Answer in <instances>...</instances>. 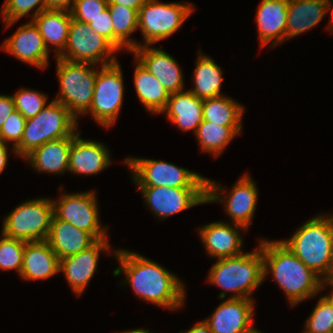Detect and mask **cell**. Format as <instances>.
Instances as JSON below:
<instances>
[{"label":"cell","mask_w":333,"mask_h":333,"mask_svg":"<svg viewBox=\"0 0 333 333\" xmlns=\"http://www.w3.org/2000/svg\"><path fill=\"white\" fill-rule=\"evenodd\" d=\"M26 124V119L15 110L10 116L7 118L4 125L0 128V140L6 143V141H14L15 149L21 142L24 128Z\"/></svg>","instance_id":"obj_38"},{"label":"cell","mask_w":333,"mask_h":333,"mask_svg":"<svg viewBox=\"0 0 333 333\" xmlns=\"http://www.w3.org/2000/svg\"><path fill=\"white\" fill-rule=\"evenodd\" d=\"M134 84L139 100L149 112H163L170 94L140 62L135 69Z\"/></svg>","instance_id":"obj_28"},{"label":"cell","mask_w":333,"mask_h":333,"mask_svg":"<svg viewBox=\"0 0 333 333\" xmlns=\"http://www.w3.org/2000/svg\"><path fill=\"white\" fill-rule=\"evenodd\" d=\"M74 1L75 0H46V9L70 11Z\"/></svg>","instance_id":"obj_41"},{"label":"cell","mask_w":333,"mask_h":333,"mask_svg":"<svg viewBox=\"0 0 333 333\" xmlns=\"http://www.w3.org/2000/svg\"><path fill=\"white\" fill-rule=\"evenodd\" d=\"M75 132L61 139L48 141L34 149L25 158L39 172L63 173L69 170V153Z\"/></svg>","instance_id":"obj_26"},{"label":"cell","mask_w":333,"mask_h":333,"mask_svg":"<svg viewBox=\"0 0 333 333\" xmlns=\"http://www.w3.org/2000/svg\"><path fill=\"white\" fill-rule=\"evenodd\" d=\"M123 333H150V332H149V330L136 329V330L126 331V332H123Z\"/></svg>","instance_id":"obj_45"},{"label":"cell","mask_w":333,"mask_h":333,"mask_svg":"<svg viewBox=\"0 0 333 333\" xmlns=\"http://www.w3.org/2000/svg\"><path fill=\"white\" fill-rule=\"evenodd\" d=\"M244 333H261V331L259 332L257 329L253 328L252 326L249 330L245 331Z\"/></svg>","instance_id":"obj_48"},{"label":"cell","mask_w":333,"mask_h":333,"mask_svg":"<svg viewBox=\"0 0 333 333\" xmlns=\"http://www.w3.org/2000/svg\"><path fill=\"white\" fill-rule=\"evenodd\" d=\"M15 110L13 96L0 95V128Z\"/></svg>","instance_id":"obj_40"},{"label":"cell","mask_w":333,"mask_h":333,"mask_svg":"<svg viewBox=\"0 0 333 333\" xmlns=\"http://www.w3.org/2000/svg\"><path fill=\"white\" fill-rule=\"evenodd\" d=\"M38 3L40 5L34 12L32 19L43 10H46V0H6L1 10L6 27L14 24Z\"/></svg>","instance_id":"obj_36"},{"label":"cell","mask_w":333,"mask_h":333,"mask_svg":"<svg viewBox=\"0 0 333 333\" xmlns=\"http://www.w3.org/2000/svg\"><path fill=\"white\" fill-rule=\"evenodd\" d=\"M332 14H333V13H332ZM332 20H333V19H332ZM332 20H331L332 23H331V25H330V26H331V29H333V21H332Z\"/></svg>","instance_id":"obj_49"},{"label":"cell","mask_w":333,"mask_h":333,"mask_svg":"<svg viewBox=\"0 0 333 333\" xmlns=\"http://www.w3.org/2000/svg\"><path fill=\"white\" fill-rule=\"evenodd\" d=\"M91 63L70 62L57 57V75L61 95L55 98L77 118L90 109L97 70L91 69Z\"/></svg>","instance_id":"obj_6"},{"label":"cell","mask_w":333,"mask_h":333,"mask_svg":"<svg viewBox=\"0 0 333 333\" xmlns=\"http://www.w3.org/2000/svg\"><path fill=\"white\" fill-rule=\"evenodd\" d=\"M53 215L51 199L26 201L5 218L2 235L24 242L46 241Z\"/></svg>","instance_id":"obj_7"},{"label":"cell","mask_w":333,"mask_h":333,"mask_svg":"<svg viewBox=\"0 0 333 333\" xmlns=\"http://www.w3.org/2000/svg\"><path fill=\"white\" fill-rule=\"evenodd\" d=\"M108 10L113 21V46L117 50L126 47L128 51L138 47L136 41L128 39L138 28V11L114 3H108Z\"/></svg>","instance_id":"obj_30"},{"label":"cell","mask_w":333,"mask_h":333,"mask_svg":"<svg viewBox=\"0 0 333 333\" xmlns=\"http://www.w3.org/2000/svg\"><path fill=\"white\" fill-rule=\"evenodd\" d=\"M46 241L58 258L62 259L89 248L97 240L90 233L53 215Z\"/></svg>","instance_id":"obj_19"},{"label":"cell","mask_w":333,"mask_h":333,"mask_svg":"<svg viewBox=\"0 0 333 333\" xmlns=\"http://www.w3.org/2000/svg\"><path fill=\"white\" fill-rule=\"evenodd\" d=\"M192 8L191 4L146 0L138 11V28L146 41L144 45L163 40L177 31L192 13Z\"/></svg>","instance_id":"obj_9"},{"label":"cell","mask_w":333,"mask_h":333,"mask_svg":"<svg viewBox=\"0 0 333 333\" xmlns=\"http://www.w3.org/2000/svg\"><path fill=\"white\" fill-rule=\"evenodd\" d=\"M330 0H289L286 39L315 27L330 10Z\"/></svg>","instance_id":"obj_24"},{"label":"cell","mask_w":333,"mask_h":333,"mask_svg":"<svg viewBox=\"0 0 333 333\" xmlns=\"http://www.w3.org/2000/svg\"><path fill=\"white\" fill-rule=\"evenodd\" d=\"M139 45L131 52L169 94L183 91V75L175 59L161 49Z\"/></svg>","instance_id":"obj_15"},{"label":"cell","mask_w":333,"mask_h":333,"mask_svg":"<svg viewBox=\"0 0 333 333\" xmlns=\"http://www.w3.org/2000/svg\"><path fill=\"white\" fill-rule=\"evenodd\" d=\"M123 78L119 63L102 65L97 71L90 109L94 119L109 127L117 119L123 101Z\"/></svg>","instance_id":"obj_10"},{"label":"cell","mask_w":333,"mask_h":333,"mask_svg":"<svg viewBox=\"0 0 333 333\" xmlns=\"http://www.w3.org/2000/svg\"><path fill=\"white\" fill-rule=\"evenodd\" d=\"M76 120L67 107L52 100L39 114L26 119L22 140L14 151L25 158L48 141L68 137L76 132Z\"/></svg>","instance_id":"obj_5"},{"label":"cell","mask_w":333,"mask_h":333,"mask_svg":"<svg viewBox=\"0 0 333 333\" xmlns=\"http://www.w3.org/2000/svg\"><path fill=\"white\" fill-rule=\"evenodd\" d=\"M220 190V186L207 179V203L225 201L226 211L232 220H234L232 224H237L247 229L257 204L258 192L255 183H253L249 176L244 175L233 186L229 194L230 197L222 196L220 198L218 195Z\"/></svg>","instance_id":"obj_14"},{"label":"cell","mask_w":333,"mask_h":333,"mask_svg":"<svg viewBox=\"0 0 333 333\" xmlns=\"http://www.w3.org/2000/svg\"><path fill=\"white\" fill-rule=\"evenodd\" d=\"M120 267L113 275L124 271L136 295L163 308L176 309L184 303L183 283L176 276L156 262L129 252L116 251Z\"/></svg>","instance_id":"obj_1"},{"label":"cell","mask_w":333,"mask_h":333,"mask_svg":"<svg viewBox=\"0 0 333 333\" xmlns=\"http://www.w3.org/2000/svg\"><path fill=\"white\" fill-rule=\"evenodd\" d=\"M243 106L223 95L203 101V120L225 127H241Z\"/></svg>","instance_id":"obj_31"},{"label":"cell","mask_w":333,"mask_h":333,"mask_svg":"<svg viewBox=\"0 0 333 333\" xmlns=\"http://www.w3.org/2000/svg\"><path fill=\"white\" fill-rule=\"evenodd\" d=\"M203 101L189 90L172 93L163 112L181 130L193 129L196 133L203 121Z\"/></svg>","instance_id":"obj_25"},{"label":"cell","mask_w":333,"mask_h":333,"mask_svg":"<svg viewBox=\"0 0 333 333\" xmlns=\"http://www.w3.org/2000/svg\"><path fill=\"white\" fill-rule=\"evenodd\" d=\"M60 259L47 241L25 242L20 276L25 280L47 279L60 272Z\"/></svg>","instance_id":"obj_21"},{"label":"cell","mask_w":333,"mask_h":333,"mask_svg":"<svg viewBox=\"0 0 333 333\" xmlns=\"http://www.w3.org/2000/svg\"><path fill=\"white\" fill-rule=\"evenodd\" d=\"M71 19L70 11L46 9L31 20L39 29L46 48H49V43L58 48L57 57L67 45Z\"/></svg>","instance_id":"obj_27"},{"label":"cell","mask_w":333,"mask_h":333,"mask_svg":"<svg viewBox=\"0 0 333 333\" xmlns=\"http://www.w3.org/2000/svg\"><path fill=\"white\" fill-rule=\"evenodd\" d=\"M260 242L264 278L268 271L272 272L292 305L313 297L326 284L281 241Z\"/></svg>","instance_id":"obj_2"},{"label":"cell","mask_w":333,"mask_h":333,"mask_svg":"<svg viewBox=\"0 0 333 333\" xmlns=\"http://www.w3.org/2000/svg\"><path fill=\"white\" fill-rule=\"evenodd\" d=\"M241 127H225L203 120L198 126L196 136L205 152L218 156L235 135L241 133Z\"/></svg>","instance_id":"obj_32"},{"label":"cell","mask_w":333,"mask_h":333,"mask_svg":"<svg viewBox=\"0 0 333 333\" xmlns=\"http://www.w3.org/2000/svg\"><path fill=\"white\" fill-rule=\"evenodd\" d=\"M281 242L323 281L329 277L333 268V216L312 218Z\"/></svg>","instance_id":"obj_3"},{"label":"cell","mask_w":333,"mask_h":333,"mask_svg":"<svg viewBox=\"0 0 333 333\" xmlns=\"http://www.w3.org/2000/svg\"><path fill=\"white\" fill-rule=\"evenodd\" d=\"M234 225L235 228L227 223L214 222L200 229V237L209 255L222 259L243 253L240 250L242 239L239 237L237 229L240 227L246 228L237 224Z\"/></svg>","instance_id":"obj_23"},{"label":"cell","mask_w":333,"mask_h":333,"mask_svg":"<svg viewBox=\"0 0 333 333\" xmlns=\"http://www.w3.org/2000/svg\"><path fill=\"white\" fill-rule=\"evenodd\" d=\"M66 50L58 58L70 61L108 65L116 62L115 57L108 59L117 49L103 36L94 32L89 24L71 19ZM66 53H65V52ZM108 59V60H106ZM100 60V61H99ZM108 61V62H107Z\"/></svg>","instance_id":"obj_11"},{"label":"cell","mask_w":333,"mask_h":333,"mask_svg":"<svg viewBox=\"0 0 333 333\" xmlns=\"http://www.w3.org/2000/svg\"><path fill=\"white\" fill-rule=\"evenodd\" d=\"M329 303L330 305L332 306L333 308V291L331 292V295H327V296H323Z\"/></svg>","instance_id":"obj_47"},{"label":"cell","mask_w":333,"mask_h":333,"mask_svg":"<svg viewBox=\"0 0 333 333\" xmlns=\"http://www.w3.org/2000/svg\"><path fill=\"white\" fill-rule=\"evenodd\" d=\"M0 239V269L17 270L21 273L25 242L18 239L8 238L2 235Z\"/></svg>","instance_id":"obj_33"},{"label":"cell","mask_w":333,"mask_h":333,"mask_svg":"<svg viewBox=\"0 0 333 333\" xmlns=\"http://www.w3.org/2000/svg\"><path fill=\"white\" fill-rule=\"evenodd\" d=\"M253 299L228 298L205 319L212 333H244L252 326Z\"/></svg>","instance_id":"obj_16"},{"label":"cell","mask_w":333,"mask_h":333,"mask_svg":"<svg viewBox=\"0 0 333 333\" xmlns=\"http://www.w3.org/2000/svg\"><path fill=\"white\" fill-rule=\"evenodd\" d=\"M7 146L5 144V142H3L2 140H0V173L4 170V168L6 167V163H7Z\"/></svg>","instance_id":"obj_44"},{"label":"cell","mask_w":333,"mask_h":333,"mask_svg":"<svg viewBox=\"0 0 333 333\" xmlns=\"http://www.w3.org/2000/svg\"><path fill=\"white\" fill-rule=\"evenodd\" d=\"M105 239L97 240L89 248L82 250L76 255L60 259L59 271L64 272L68 283L77 295L83 292L85 286L88 285L93 277L97 267L99 252L103 249H109L110 244Z\"/></svg>","instance_id":"obj_17"},{"label":"cell","mask_w":333,"mask_h":333,"mask_svg":"<svg viewBox=\"0 0 333 333\" xmlns=\"http://www.w3.org/2000/svg\"><path fill=\"white\" fill-rule=\"evenodd\" d=\"M58 204V205H57ZM54 215L76 228L90 233L96 240L106 238V228L99 225L97 202L93 191L63 195L53 201Z\"/></svg>","instance_id":"obj_12"},{"label":"cell","mask_w":333,"mask_h":333,"mask_svg":"<svg viewBox=\"0 0 333 333\" xmlns=\"http://www.w3.org/2000/svg\"><path fill=\"white\" fill-rule=\"evenodd\" d=\"M88 24L94 32L106 38L113 45V21L108 8Z\"/></svg>","instance_id":"obj_39"},{"label":"cell","mask_w":333,"mask_h":333,"mask_svg":"<svg viewBox=\"0 0 333 333\" xmlns=\"http://www.w3.org/2000/svg\"><path fill=\"white\" fill-rule=\"evenodd\" d=\"M200 54L194 72L195 88L189 91L202 100L221 96L222 70L210 57Z\"/></svg>","instance_id":"obj_29"},{"label":"cell","mask_w":333,"mask_h":333,"mask_svg":"<svg viewBox=\"0 0 333 333\" xmlns=\"http://www.w3.org/2000/svg\"><path fill=\"white\" fill-rule=\"evenodd\" d=\"M148 206L165 218L201 203H207V188L139 187Z\"/></svg>","instance_id":"obj_13"},{"label":"cell","mask_w":333,"mask_h":333,"mask_svg":"<svg viewBox=\"0 0 333 333\" xmlns=\"http://www.w3.org/2000/svg\"><path fill=\"white\" fill-rule=\"evenodd\" d=\"M107 8L108 0H75L70 13L73 19L88 24Z\"/></svg>","instance_id":"obj_37"},{"label":"cell","mask_w":333,"mask_h":333,"mask_svg":"<svg viewBox=\"0 0 333 333\" xmlns=\"http://www.w3.org/2000/svg\"><path fill=\"white\" fill-rule=\"evenodd\" d=\"M124 162L133 169L139 187L207 188L206 178L171 163L142 158H128Z\"/></svg>","instance_id":"obj_8"},{"label":"cell","mask_w":333,"mask_h":333,"mask_svg":"<svg viewBox=\"0 0 333 333\" xmlns=\"http://www.w3.org/2000/svg\"><path fill=\"white\" fill-rule=\"evenodd\" d=\"M264 279L263 255L259 249L252 253L219 259L211 268L208 281L225 291L231 298H248Z\"/></svg>","instance_id":"obj_4"},{"label":"cell","mask_w":333,"mask_h":333,"mask_svg":"<svg viewBox=\"0 0 333 333\" xmlns=\"http://www.w3.org/2000/svg\"><path fill=\"white\" fill-rule=\"evenodd\" d=\"M146 0H108V3H114L123 5L131 9L139 11V9L145 4Z\"/></svg>","instance_id":"obj_42"},{"label":"cell","mask_w":333,"mask_h":333,"mask_svg":"<svg viewBox=\"0 0 333 333\" xmlns=\"http://www.w3.org/2000/svg\"><path fill=\"white\" fill-rule=\"evenodd\" d=\"M79 135L78 132L70 146L69 171L76 174H97L111 163L109 151L102 143L83 140Z\"/></svg>","instance_id":"obj_20"},{"label":"cell","mask_w":333,"mask_h":333,"mask_svg":"<svg viewBox=\"0 0 333 333\" xmlns=\"http://www.w3.org/2000/svg\"><path fill=\"white\" fill-rule=\"evenodd\" d=\"M15 109L25 118H32L39 114L46 106L47 97L37 91L20 89L13 96Z\"/></svg>","instance_id":"obj_35"},{"label":"cell","mask_w":333,"mask_h":333,"mask_svg":"<svg viewBox=\"0 0 333 333\" xmlns=\"http://www.w3.org/2000/svg\"><path fill=\"white\" fill-rule=\"evenodd\" d=\"M289 0H262L257 11V27L261 45L271 40L272 46L286 40L287 4Z\"/></svg>","instance_id":"obj_22"},{"label":"cell","mask_w":333,"mask_h":333,"mask_svg":"<svg viewBox=\"0 0 333 333\" xmlns=\"http://www.w3.org/2000/svg\"><path fill=\"white\" fill-rule=\"evenodd\" d=\"M304 333H333V308L324 297L307 319Z\"/></svg>","instance_id":"obj_34"},{"label":"cell","mask_w":333,"mask_h":333,"mask_svg":"<svg viewBox=\"0 0 333 333\" xmlns=\"http://www.w3.org/2000/svg\"><path fill=\"white\" fill-rule=\"evenodd\" d=\"M325 282H327V285H331V287H333V268H332V271L329 275V277L325 280ZM329 283V284H328Z\"/></svg>","instance_id":"obj_46"},{"label":"cell","mask_w":333,"mask_h":333,"mask_svg":"<svg viewBox=\"0 0 333 333\" xmlns=\"http://www.w3.org/2000/svg\"><path fill=\"white\" fill-rule=\"evenodd\" d=\"M185 333H212L208 324L204 321L199 322Z\"/></svg>","instance_id":"obj_43"},{"label":"cell","mask_w":333,"mask_h":333,"mask_svg":"<svg viewBox=\"0 0 333 333\" xmlns=\"http://www.w3.org/2000/svg\"><path fill=\"white\" fill-rule=\"evenodd\" d=\"M3 49L22 62L44 68L48 64V50L36 25L30 21L22 25L3 43Z\"/></svg>","instance_id":"obj_18"}]
</instances>
